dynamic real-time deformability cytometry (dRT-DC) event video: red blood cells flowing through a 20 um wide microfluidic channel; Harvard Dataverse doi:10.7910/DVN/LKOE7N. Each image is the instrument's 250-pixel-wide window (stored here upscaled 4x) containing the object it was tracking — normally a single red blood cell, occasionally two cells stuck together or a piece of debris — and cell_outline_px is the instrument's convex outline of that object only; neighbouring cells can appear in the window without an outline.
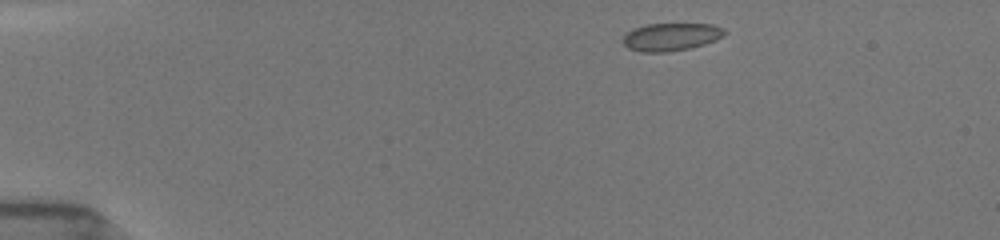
{"species": "common noctule bat (a hibernating species)", "species_latin": "Nyctalus noctula", "temperature_condition": "room temperature", "stored_images_in_passage": 29, "camera_frame_rate_fps": 3000, "um_per_image_px": 0.085, "animal": {"sex": "female", "body_mass_g": 19.5, "forearm_length_mm": 54.1}, "frame": {"image": 1, "passage_image": 1, "time_ms": 0.0, "image_size_px": [1000, 240], "cell_outline_px": [[728, 32], [724, 36], [716, 40], [704, 44], [688, 48], [668, 52], [640, 52], [628, 48], [624, 44], [624, 36], [632, 28], [644, 24], [712, 24], [724, 28]], "centroid_in_image_um": [57.06, 3.12], "position_along_channel_um": 27.9, "area_um2": 16.53}}
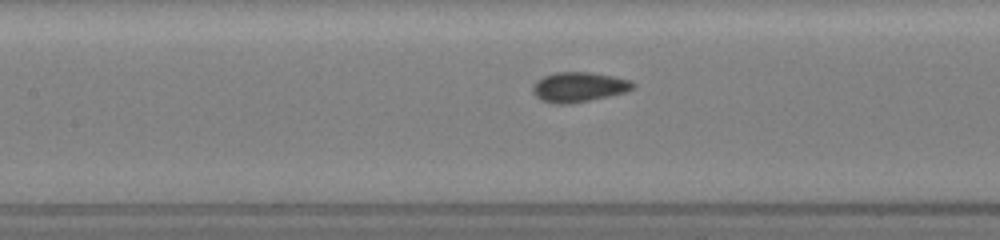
{"frame": {"image": 2, "passage_image": 12, "time_ms": 5.333, "image_size_px": [1000, 240], "cell_outline_px": [[636, 88], [624, 92], [608, 96], [568, 104], [556, 104], [540, 100], [532, 92], [532, 84], [536, 80], [544, 76], [556, 72], [588, 72], [612, 76], [632, 80], [636, 84]], "centroid_in_image_um": [49.18, 7.39], "position_along_channel_um": 158.2, "area_um2": 17.51}}
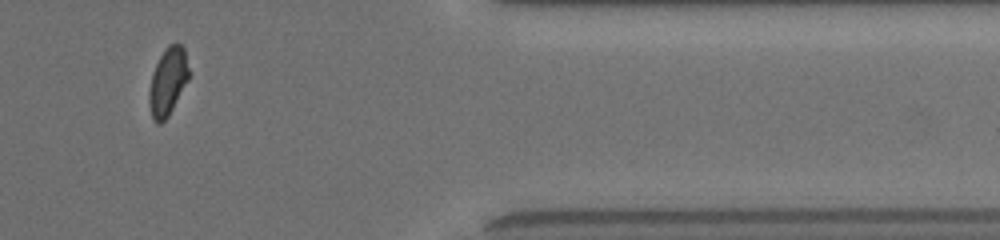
{"frame": {"image": 3, "passage_image": 25, "time_ms": 12.0, "image_size_px": [1000, 240], "cell_outline_px": [[188, 80], [168, 116], [160, 124], [156, 124], [152, 120], [148, 104], [148, 92], [152, 72], [160, 56], [168, 44], [176, 40], [184, 48], [188, 68]], "centroid_in_image_um": [14.23, 6.93], "position_along_channel_um": 397.2, "area_um2": 15.84}, "authors_computed_cell_mechanics": {"area_um2": 16.5308, "velocity_mm_per_s": 3.9323, "shape_relaxation_time_tau1_ms": null, "shape_relaxation_time_tau2_ms": 0.4757, "deformation_change_tau1": null, "deformation_change_tau2": 0.0536}}